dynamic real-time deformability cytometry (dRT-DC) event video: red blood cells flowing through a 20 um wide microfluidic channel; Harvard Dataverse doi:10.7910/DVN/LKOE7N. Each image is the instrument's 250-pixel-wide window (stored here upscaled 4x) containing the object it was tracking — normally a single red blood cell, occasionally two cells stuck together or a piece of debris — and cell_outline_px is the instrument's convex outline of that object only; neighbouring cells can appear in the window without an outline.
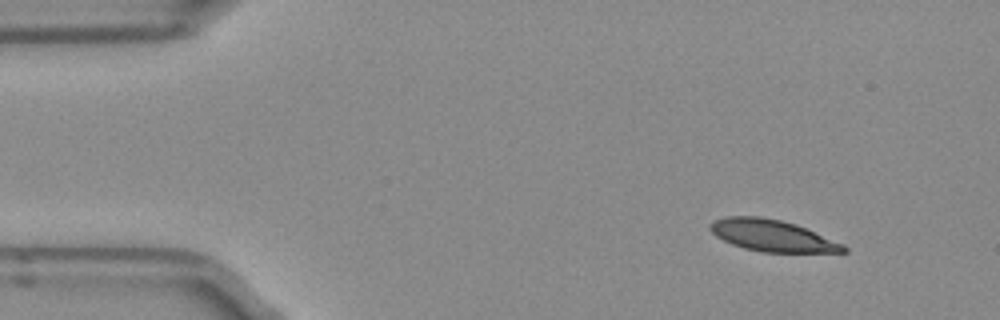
{"species": "Egyptian fruit bat (a non-hibernating species)", "species_latin": "Rousettus aegyptiacus", "temperature_condition": "room temperature", "stored_images_in_passage": 4, "camera_frame_rate_fps": 3000, "um_per_image_px": 0.085, "frame": {"image": 1, "passage_image": 1, "time_ms": 0.0, "image_size_px": [1000, 320], "cell_outline_px": [[848, 252], [760, 252], [744, 248], [732, 244], [716, 236], [708, 228], [716, 220], [724, 216], [760, 216], [780, 220], [796, 224], [844, 244], [848, 248]], "centroid_in_image_um": [65.65, 20.03], "position_along_channel_um": 19.3, "area_um2": 24.45}}